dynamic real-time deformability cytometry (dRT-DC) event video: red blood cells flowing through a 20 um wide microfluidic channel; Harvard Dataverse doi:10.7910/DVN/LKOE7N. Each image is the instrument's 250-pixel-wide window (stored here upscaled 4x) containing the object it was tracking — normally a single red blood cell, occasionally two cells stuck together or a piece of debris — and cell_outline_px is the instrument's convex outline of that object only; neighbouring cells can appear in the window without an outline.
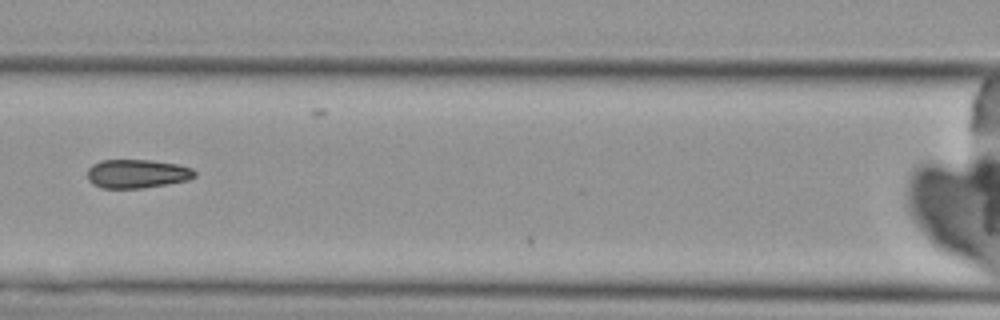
{"species": "Egyptian fruit bat (a non-hibernating species)", "species_latin": "Rousettus aegyptiacus", "temperature_condition": "cold", "stored_images_in_passage": 8, "camera_frame_rate_fps": 3000, "um_per_image_px": 0.085, "animal": {"sex": "female"}, "frame": {"image": 1, "passage_image": 7, "time_ms": 8.0, "image_size_px": [1000, 320], "cell_outline_px": [[196, 176], [188, 180], [144, 188], [100, 188], [92, 184], [88, 180], [88, 168], [92, 164], [100, 160], [152, 160], [176, 164], [192, 168], [196, 172]], "centroid_in_image_um": [11.63, 14.77], "position_along_channel_um": 155.0, "area_um2": 18.09}}